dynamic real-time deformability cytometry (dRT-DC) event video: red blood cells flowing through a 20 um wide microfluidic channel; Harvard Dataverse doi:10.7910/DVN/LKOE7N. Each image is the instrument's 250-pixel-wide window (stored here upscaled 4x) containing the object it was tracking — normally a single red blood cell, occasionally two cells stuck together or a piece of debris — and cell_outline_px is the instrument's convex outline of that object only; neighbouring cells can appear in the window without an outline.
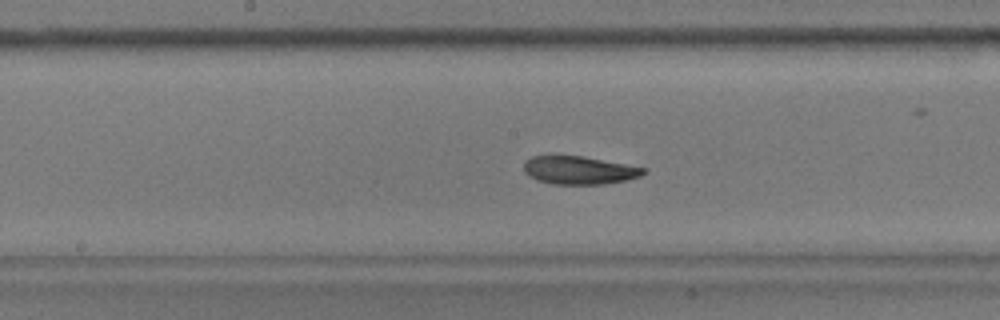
{"species": "common noctule bat (a hibernating species)", "species_latin": "Nyctalus noctula", "temperature_condition": "warm", "stored_images_in_passage": 56, "camera_frame_rate_fps": 3000, "um_per_image_px": 0.085, "animal": {"sex": "male", "body_mass_g": 17.9}, "frame": {"image": 1, "passage_image": 27, "time_ms": 8.667, "image_size_px": [1000, 320], "cell_outline_px": [[648, 168], [640, 176], [628, 180], [604, 184], [552, 184], [536, 180], [528, 176], [524, 172], [524, 160], [532, 156], [584, 156]], "centroid_in_image_um": [49.22, 14.47], "position_along_channel_um": 199.0, "area_um2": 19.77}}
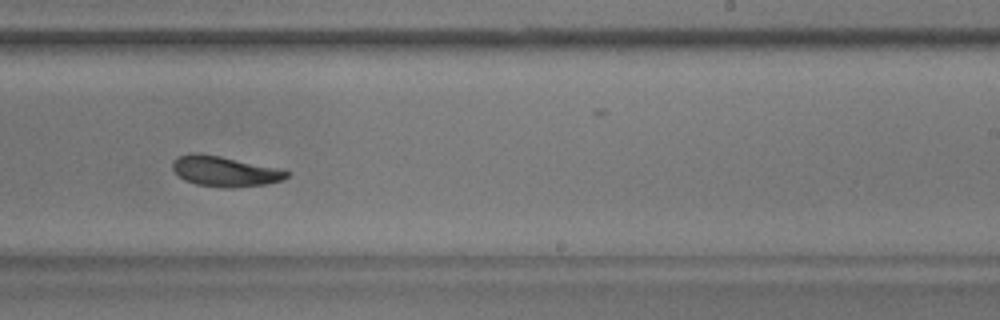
{"frame": {"image": 2, "passage_image": 33, "time_ms": 10.667, "image_size_px": [1000, 320], "cell_outline_px": [[288, 176], [284, 180], [268, 184], [232, 188], [220, 188], [196, 184], [184, 180], [172, 168], [172, 164], [180, 156], [192, 152], [196, 152], [220, 156], [276, 168], [288, 172]], "centroid_in_image_um": [19.1, 14.58], "position_along_channel_um": 269.9, "area_um2": 20.0}}
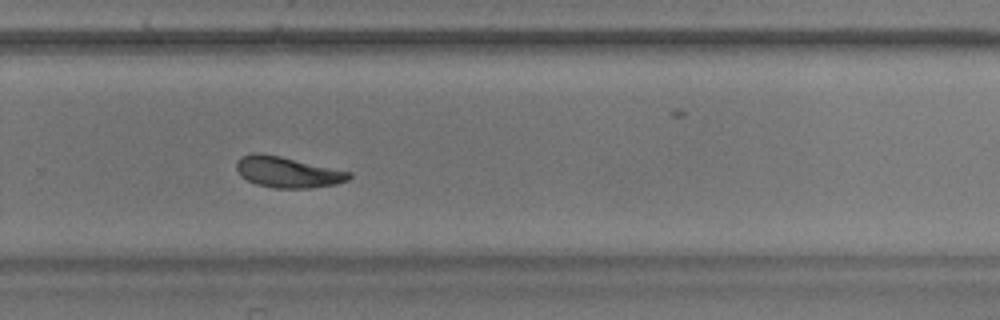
{"frame": {"image": 3, "passage_image": 36, "time_ms": 11.667, "image_size_px": [1000, 320], "cell_outline_px": [[352, 176], [348, 180], [336, 184], [312, 188], [272, 188], [256, 184], [240, 176], [236, 168], [236, 160], [240, 156], [252, 152], [260, 152], [280, 156], [352, 172]], "centroid_in_image_um": [24.41, 14.62], "position_along_channel_um": 305.4, "area_um2": 20.52}, "authors_computed_cell_mechanics": {"area_um2": 20.519, "velocity_mm_per_s": 3.5633, "shape_relaxation_time_tau1_ms": 7.5016, "shape_relaxation_time_tau2_ms": 2.7853, "deformation_change_tau1": 0.2191, "deformation_change_tau2": 0.0906}}